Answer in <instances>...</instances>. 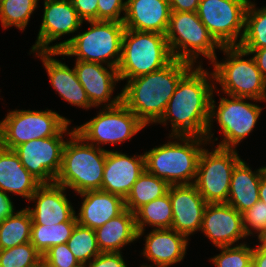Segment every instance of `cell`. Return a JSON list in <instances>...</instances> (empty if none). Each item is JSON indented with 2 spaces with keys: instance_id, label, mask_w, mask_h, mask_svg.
<instances>
[{
  "instance_id": "8fae6325",
  "label": "cell",
  "mask_w": 266,
  "mask_h": 267,
  "mask_svg": "<svg viewBox=\"0 0 266 267\" xmlns=\"http://www.w3.org/2000/svg\"><path fill=\"white\" fill-rule=\"evenodd\" d=\"M103 109V110H102ZM97 116L75 127V132L87 143L101 145L121 144L130 141L146 125L122 102L113 107H103Z\"/></svg>"
},
{
  "instance_id": "44dd1931",
  "label": "cell",
  "mask_w": 266,
  "mask_h": 267,
  "mask_svg": "<svg viewBox=\"0 0 266 267\" xmlns=\"http://www.w3.org/2000/svg\"><path fill=\"white\" fill-rule=\"evenodd\" d=\"M35 56L40 58L46 69L51 86L59 96L69 104L82 109H90L91 105L86 91L79 82L74 67L71 69L65 63L53 58L59 56V51H38Z\"/></svg>"
},
{
  "instance_id": "b9f144b4",
  "label": "cell",
  "mask_w": 266,
  "mask_h": 267,
  "mask_svg": "<svg viewBox=\"0 0 266 267\" xmlns=\"http://www.w3.org/2000/svg\"><path fill=\"white\" fill-rule=\"evenodd\" d=\"M200 0H169L171 11L197 12Z\"/></svg>"
},
{
  "instance_id": "277c9868",
  "label": "cell",
  "mask_w": 266,
  "mask_h": 267,
  "mask_svg": "<svg viewBox=\"0 0 266 267\" xmlns=\"http://www.w3.org/2000/svg\"><path fill=\"white\" fill-rule=\"evenodd\" d=\"M90 27L85 32L50 45V51H59L61 56H76L75 61L101 63L118 67L121 58L123 22L95 20L87 21Z\"/></svg>"
},
{
  "instance_id": "ab89813d",
  "label": "cell",
  "mask_w": 266,
  "mask_h": 267,
  "mask_svg": "<svg viewBox=\"0 0 266 267\" xmlns=\"http://www.w3.org/2000/svg\"><path fill=\"white\" fill-rule=\"evenodd\" d=\"M84 267H127V264L122 252H101Z\"/></svg>"
},
{
  "instance_id": "83f0119b",
  "label": "cell",
  "mask_w": 266,
  "mask_h": 267,
  "mask_svg": "<svg viewBox=\"0 0 266 267\" xmlns=\"http://www.w3.org/2000/svg\"><path fill=\"white\" fill-rule=\"evenodd\" d=\"M172 219V204L168 190L167 194L143 205L135 212L138 239L144 235L146 226L153 229L171 228Z\"/></svg>"
},
{
  "instance_id": "3957f363",
  "label": "cell",
  "mask_w": 266,
  "mask_h": 267,
  "mask_svg": "<svg viewBox=\"0 0 266 267\" xmlns=\"http://www.w3.org/2000/svg\"><path fill=\"white\" fill-rule=\"evenodd\" d=\"M168 138H172L173 141L168 140L167 143L155 146L144 153L146 171L163 179L169 185L193 184L200 155L205 144H208L206 138L197 136Z\"/></svg>"
},
{
  "instance_id": "7c38bea8",
  "label": "cell",
  "mask_w": 266,
  "mask_h": 267,
  "mask_svg": "<svg viewBox=\"0 0 266 267\" xmlns=\"http://www.w3.org/2000/svg\"><path fill=\"white\" fill-rule=\"evenodd\" d=\"M241 160L236 149L203 148L193 185L207 203H227L231 175Z\"/></svg>"
},
{
  "instance_id": "60d3db41",
  "label": "cell",
  "mask_w": 266,
  "mask_h": 267,
  "mask_svg": "<svg viewBox=\"0 0 266 267\" xmlns=\"http://www.w3.org/2000/svg\"><path fill=\"white\" fill-rule=\"evenodd\" d=\"M71 2L83 22L97 20L98 0H71Z\"/></svg>"
},
{
  "instance_id": "484cf974",
  "label": "cell",
  "mask_w": 266,
  "mask_h": 267,
  "mask_svg": "<svg viewBox=\"0 0 266 267\" xmlns=\"http://www.w3.org/2000/svg\"><path fill=\"white\" fill-rule=\"evenodd\" d=\"M266 166L256 171L242 159L233 169L227 203L243 213L259 201V185Z\"/></svg>"
},
{
  "instance_id": "8992f818",
  "label": "cell",
  "mask_w": 266,
  "mask_h": 267,
  "mask_svg": "<svg viewBox=\"0 0 266 267\" xmlns=\"http://www.w3.org/2000/svg\"><path fill=\"white\" fill-rule=\"evenodd\" d=\"M173 59L164 34L125 29L117 67L120 82L162 69Z\"/></svg>"
},
{
  "instance_id": "52a82bcc",
  "label": "cell",
  "mask_w": 266,
  "mask_h": 267,
  "mask_svg": "<svg viewBox=\"0 0 266 267\" xmlns=\"http://www.w3.org/2000/svg\"><path fill=\"white\" fill-rule=\"evenodd\" d=\"M226 55L222 62L215 58L213 76L215 83L221 86V92L229 96L248 97L266 102V79L256 66L253 57L239 46L222 47Z\"/></svg>"
},
{
  "instance_id": "f6af8a7d",
  "label": "cell",
  "mask_w": 266,
  "mask_h": 267,
  "mask_svg": "<svg viewBox=\"0 0 266 267\" xmlns=\"http://www.w3.org/2000/svg\"><path fill=\"white\" fill-rule=\"evenodd\" d=\"M252 267H266V250L253 247Z\"/></svg>"
},
{
  "instance_id": "7402d4cb",
  "label": "cell",
  "mask_w": 266,
  "mask_h": 267,
  "mask_svg": "<svg viewBox=\"0 0 266 267\" xmlns=\"http://www.w3.org/2000/svg\"><path fill=\"white\" fill-rule=\"evenodd\" d=\"M146 236V237H145ZM144 236L145 246L142 255L154 267H170L183 261L188 246L187 236L169 229H153ZM142 265L140 267H153Z\"/></svg>"
},
{
  "instance_id": "4fadbf2b",
  "label": "cell",
  "mask_w": 266,
  "mask_h": 267,
  "mask_svg": "<svg viewBox=\"0 0 266 267\" xmlns=\"http://www.w3.org/2000/svg\"><path fill=\"white\" fill-rule=\"evenodd\" d=\"M249 2L250 0H200L197 14L221 47L238 46L244 35Z\"/></svg>"
},
{
  "instance_id": "f35d334b",
  "label": "cell",
  "mask_w": 266,
  "mask_h": 267,
  "mask_svg": "<svg viewBox=\"0 0 266 267\" xmlns=\"http://www.w3.org/2000/svg\"><path fill=\"white\" fill-rule=\"evenodd\" d=\"M125 6L124 0H98L97 20L123 22Z\"/></svg>"
},
{
  "instance_id": "7a4b0ae2",
  "label": "cell",
  "mask_w": 266,
  "mask_h": 267,
  "mask_svg": "<svg viewBox=\"0 0 266 267\" xmlns=\"http://www.w3.org/2000/svg\"><path fill=\"white\" fill-rule=\"evenodd\" d=\"M195 65L173 59L157 71L127 80L122 103L146 126L162 117L180 79Z\"/></svg>"
},
{
  "instance_id": "2e32d148",
  "label": "cell",
  "mask_w": 266,
  "mask_h": 267,
  "mask_svg": "<svg viewBox=\"0 0 266 267\" xmlns=\"http://www.w3.org/2000/svg\"><path fill=\"white\" fill-rule=\"evenodd\" d=\"M74 64L77 78L93 107H99L103 103V107H113L122 102V92L111 99L115 86L120 81L117 68L87 61H76Z\"/></svg>"
},
{
  "instance_id": "d590c367",
  "label": "cell",
  "mask_w": 266,
  "mask_h": 267,
  "mask_svg": "<svg viewBox=\"0 0 266 267\" xmlns=\"http://www.w3.org/2000/svg\"><path fill=\"white\" fill-rule=\"evenodd\" d=\"M42 260V255L30 243L0 250V267H32Z\"/></svg>"
},
{
  "instance_id": "836d02e7",
  "label": "cell",
  "mask_w": 266,
  "mask_h": 267,
  "mask_svg": "<svg viewBox=\"0 0 266 267\" xmlns=\"http://www.w3.org/2000/svg\"><path fill=\"white\" fill-rule=\"evenodd\" d=\"M67 245L82 266L91 262L101 253L95 231L78 223L68 239Z\"/></svg>"
},
{
  "instance_id": "4316f807",
  "label": "cell",
  "mask_w": 266,
  "mask_h": 267,
  "mask_svg": "<svg viewBox=\"0 0 266 267\" xmlns=\"http://www.w3.org/2000/svg\"><path fill=\"white\" fill-rule=\"evenodd\" d=\"M94 231L101 252H121L124 246L138 239L135 213L125 209Z\"/></svg>"
},
{
  "instance_id": "8d00e7d4",
  "label": "cell",
  "mask_w": 266,
  "mask_h": 267,
  "mask_svg": "<svg viewBox=\"0 0 266 267\" xmlns=\"http://www.w3.org/2000/svg\"><path fill=\"white\" fill-rule=\"evenodd\" d=\"M46 267H84L75 258L67 243L52 246L42 255Z\"/></svg>"
},
{
  "instance_id": "603a6c76",
  "label": "cell",
  "mask_w": 266,
  "mask_h": 267,
  "mask_svg": "<svg viewBox=\"0 0 266 267\" xmlns=\"http://www.w3.org/2000/svg\"><path fill=\"white\" fill-rule=\"evenodd\" d=\"M171 15L169 0H126L125 29L164 34Z\"/></svg>"
},
{
  "instance_id": "f546056e",
  "label": "cell",
  "mask_w": 266,
  "mask_h": 267,
  "mask_svg": "<svg viewBox=\"0 0 266 267\" xmlns=\"http://www.w3.org/2000/svg\"><path fill=\"white\" fill-rule=\"evenodd\" d=\"M32 217L23 208L0 222V250L30 242Z\"/></svg>"
},
{
  "instance_id": "d4e9b609",
  "label": "cell",
  "mask_w": 266,
  "mask_h": 267,
  "mask_svg": "<svg viewBox=\"0 0 266 267\" xmlns=\"http://www.w3.org/2000/svg\"><path fill=\"white\" fill-rule=\"evenodd\" d=\"M41 183L22 165L14 150L0 145V190L29 201Z\"/></svg>"
},
{
  "instance_id": "c3c4849f",
  "label": "cell",
  "mask_w": 266,
  "mask_h": 267,
  "mask_svg": "<svg viewBox=\"0 0 266 267\" xmlns=\"http://www.w3.org/2000/svg\"><path fill=\"white\" fill-rule=\"evenodd\" d=\"M32 267H46V265H45L44 261L41 260L39 263H37L36 265H34Z\"/></svg>"
},
{
  "instance_id": "bcb514c9",
  "label": "cell",
  "mask_w": 266,
  "mask_h": 267,
  "mask_svg": "<svg viewBox=\"0 0 266 267\" xmlns=\"http://www.w3.org/2000/svg\"><path fill=\"white\" fill-rule=\"evenodd\" d=\"M259 200L266 204V170L262 173L260 180Z\"/></svg>"
},
{
  "instance_id": "ba28073f",
  "label": "cell",
  "mask_w": 266,
  "mask_h": 267,
  "mask_svg": "<svg viewBox=\"0 0 266 267\" xmlns=\"http://www.w3.org/2000/svg\"><path fill=\"white\" fill-rule=\"evenodd\" d=\"M221 97L218 106L215 104L214 96L212 94L210 101V117L209 124L205 134L208 143L214 144L218 140L216 137L213 140L214 133L212 126L216 119L223 134V139L216 146L222 148L235 149L253 131L257 120L262 112V107L258 104L247 102L246 100H259L248 97L229 96ZM230 97V98H229Z\"/></svg>"
},
{
  "instance_id": "d6a6232c",
  "label": "cell",
  "mask_w": 266,
  "mask_h": 267,
  "mask_svg": "<svg viewBox=\"0 0 266 267\" xmlns=\"http://www.w3.org/2000/svg\"><path fill=\"white\" fill-rule=\"evenodd\" d=\"M39 0H1L0 22L3 29L11 26L20 31L26 29L32 13L38 8Z\"/></svg>"
},
{
  "instance_id": "9c48e42d",
  "label": "cell",
  "mask_w": 266,
  "mask_h": 267,
  "mask_svg": "<svg viewBox=\"0 0 266 267\" xmlns=\"http://www.w3.org/2000/svg\"><path fill=\"white\" fill-rule=\"evenodd\" d=\"M165 37L173 58L193 65L201 55L210 62L214 61L217 58L215 49L222 48L201 22L197 12L171 11Z\"/></svg>"
},
{
  "instance_id": "7bdbcfd3",
  "label": "cell",
  "mask_w": 266,
  "mask_h": 267,
  "mask_svg": "<svg viewBox=\"0 0 266 267\" xmlns=\"http://www.w3.org/2000/svg\"><path fill=\"white\" fill-rule=\"evenodd\" d=\"M14 212L16 211L10 196L0 190V222Z\"/></svg>"
},
{
  "instance_id": "6da1fadb",
  "label": "cell",
  "mask_w": 266,
  "mask_h": 267,
  "mask_svg": "<svg viewBox=\"0 0 266 267\" xmlns=\"http://www.w3.org/2000/svg\"><path fill=\"white\" fill-rule=\"evenodd\" d=\"M201 63L198 61L199 65L193 66L180 79L162 117L156 122L164 126L170 122L172 130L169 136L205 138L210 117V101L216 86L213 72L209 73Z\"/></svg>"
},
{
  "instance_id": "e0dca14e",
  "label": "cell",
  "mask_w": 266,
  "mask_h": 267,
  "mask_svg": "<svg viewBox=\"0 0 266 267\" xmlns=\"http://www.w3.org/2000/svg\"><path fill=\"white\" fill-rule=\"evenodd\" d=\"M200 231L217 248L234 246L239 240L247 238L242 214L228 203H208Z\"/></svg>"
},
{
  "instance_id": "1f68e13d",
  "label": "cell",
  "mask_w": 266,
  "mask_h": 267,
  "mask_svg": "<svg viewBox=\"0 0 266 267\" xmlns=\"http://www.w3.org/2000/svg\"><path fill=\"white\" fill-rule=\"evenodd\" d=\"M249 2L245 14V31L241 43L242 49H262L266 47V6L258 9Z\"/></svg>"
},
{
  "instance_id": "e575fe53",
  "label": "cell",
  "mask_w": 266,
  "mask_h": 267,
  "mask_svg": "<svg viewBox=\"0 0 266 267\" xmlns=\"http://www.w3.org/2000/svg\"><path fill=\"white\" fill-rule=\"evenodd\" d=\"M220 253L211 257L215 267H252L253 247L243 243L236 246L219 247Z\"/></svg>"
},
{
  "instance_id": "5b68a950",
  "label": "cell",
  "mask_w": 266,
  "mask_h": 267,
  "mask_svg": "<svg viewBox=\"0 0 266 267\" xmlns=\"http://www.w3.org/2000/svg\"><path fill=\"white\" fill-rule=\"evenodd\" d=\"M107 150L87 143L74 132L64 146L62 166L55 183L77 194L101 190Z\"/></svg>"
},
{
  "instance_id": "5bb4252c",
  "label": "cell",
  "mask_w": 266,
  "mask_h": 267,
  "mask_svg": "<svg viewBox=\"0 0 266 267\" xmlns=\"http://www.w3.org/2000/svg\"><path fill=\"white\" fill-rule=\"evenodd\" d=\"M70 124L68 122L55 136L31 140L14 149L22 165L41 184L54 183L60 172L67 142L63 134L71 136L75 132V127L68 130Z\"/></svg>"
},
{
  "instance_id": "74e56055",
  "label": "cell",
  "mask_w": 266,
  "mask_h": 267,
  "mask_svg": "<svg viewBox=\"0 0 266 267\" xmlns=\"http://www.w3.org/2000/svg\"><path fill=\"white\" fill-rule=\"evenodd\" d=\"M242 219L247 237L260 233L266 228V204L260 200L257 201L251 208L242 213Z\"/></svg>"
},
{
  "instance_id": "ffe728a7",
  "label": "cell",
  "mask_w": 266,
  "mask_h": 267,
  "mask_svg": "<svg viewBox=\"0 0 266 267\" xmlns=\"http://www.w3.org/2000/svg\"><path fill=\"white\" fill-rule=\"evenodd\" d=\"M65 192L66 188L55 182L41 184L28 202L36 203L34 209L27 207L32 224L55 225L70 221L76 212Z\"/></svg>"
},
{
  "instance_id": "30bf717a",
  "label": "cell",
  "mask_w": 266,
  "mask_h": 267,
  "mask_svg": "<svg viewBox=\"0 0 266 267\" xmlns=\"http://www.w3.org/2000/svg\"><path fill=\"white\" fill-rule=\"evenodd\" d=\"M68 122L49 109L10 111L0 121V145L14 150L25 142L55 136Z\"/></svg>"
},
{
  "instance_id": "ac0fdd59",
  "label": "cell",
  "mask_w": 266,
  "mask_h": 267,
  "mask_svg": "<svg viewBox=\"0 0 266 267\" xmlns=\"http://www.w3.org/2000/svg\"><path fill=\"white\" fill-rule=\"evenodd\" d=\"M145 170L144 154L129 156L114 149L107 150L101 190L125 200L133 184Z\"/></svg>"
},
{
  "instance_id": "4dcf8cb0",
  "label": "cell",
  "mask_w": 266,
  "mask_h": 267,
  "mask_svg": "<svg viewBox=\"0 0 266 267\" xmlns=\"http://www.w3.org/2000/svg\"><path fill=\"white\" fill-rule=\"evenodd\" d=\"M76 224V215L70 221L60 224H32L30 243L43 255L52 246L67 243Z\"/></svg>"
},
{
  "instance_id": "cb8c5ba5",
  "label": "cell",
  "mask_w": 266,
  "mask_h": 267,
  "mask_svg": "<svg viewBox=\"0 0 266 267\" xmlns=\"http://www.w3.org/2000/svg\"><path fill=\"white\" fill-rule=\"evenodd\" d=\"M79 195L83 202L76 215L77 223L93 230L125 210V200L122 197L103 190L85 191Z\"/></svg>"
},
{
  "instance_id": "9a60e30c",
  "label": "cell",
  "mask_w": 266,
  "mask_h": 267,
  "mask_svg": "<svg viewBox=\"0 0 266 267\" xmlns=\"http://www.w3.org/2000/svg\"><path fill=\"white\" fill-rule=\"evenodd\" d=\"M43 19L37 40L30 52L50 51V44L60 37L74 34L82 26L71 0H44Z\"/></svg>"
},
{
  "instance_id": "f1b7e54d",
  "label": "cell",
  "mask_w": 266,
  "mask_h": 267,
  "mask_svg": "<svg viewBox=\"0 0 266 267\" xmlns=\"http://www.w3.org/2000/svg\"><path fill=\"white\" fill-rule=\"evenodd\" d=\"M169 187L166 181L145 170L125 198V209L135 213L143 205L167 194Z\"/></svg>"
},
{
  "instance_id": "d6986e66",
  "label": "cell",
  "mask_w": 266,
  "mask_h": 267,
  "mask_svg": "<svg viewBox=\"0 0 266 267\" xmlns=\"http://www.w3.org/2000/svg\"><path fill=\"white\" fill-rule=\"evenodd\" d=\"M169 196L172 204L171 228L189 238L201 230L207 202L193 184L170 185Z\"/></svg>"
},
{
  "instance_id": "7dc6e473",
  "label": "cell",
  "mask_w": 266,
  "mask_h": 267,
  "mask_svg": "<svg viewBox=\"0 0 266 267\" xmlns=\"http://www.w3.org/2000/svg\"><path fill=\"white\" fill-rule=\"evenodd\" d=\"M257 238L258 241L260 242L259 245H257V247L266 250V228L257 234Z\"/></svg>"
},
{
  "instance_id": "ee69618b",
  "label": "cell",
  "mask_w": 266,
  "mask_h": 267,
  "mask_svg": "<svg viewBox=\"0 0 266 267\" xmlns=\"http://www.w3.org/2000/svg\"><path fill=\"white\" fill-rule=\"evenodd\" d=\"M250 55L253 54V59L255 60L256 66L262 73L263 77L266 79V47L262 49H243Z\"/></svg>"
}]
</instances>
